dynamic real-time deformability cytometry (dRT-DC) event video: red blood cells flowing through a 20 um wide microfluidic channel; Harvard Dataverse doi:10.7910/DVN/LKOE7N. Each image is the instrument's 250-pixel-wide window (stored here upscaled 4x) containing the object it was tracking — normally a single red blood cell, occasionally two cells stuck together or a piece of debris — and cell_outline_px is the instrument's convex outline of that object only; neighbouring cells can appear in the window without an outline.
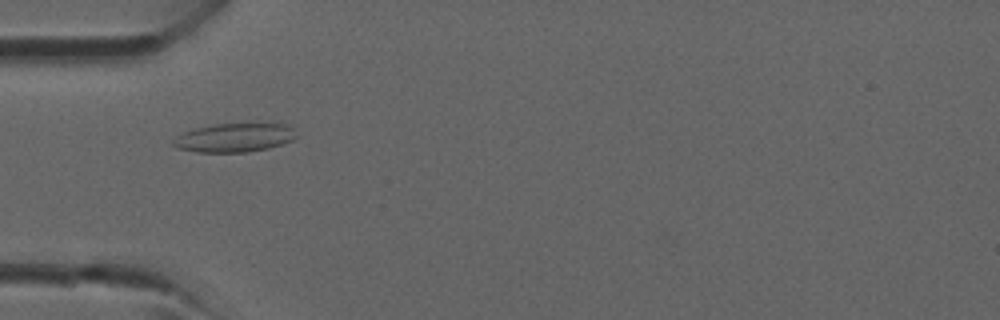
{"species": "common noctule bat (a hibernating species)", "species_latin": "Nyctalus noctula", "temperature_condition": "room temperature", "stored_images_in_passage": 41, "camera_frame_rate_fps": 3000, "um_per_image_px": 0.085, "animal": {"sex": "male", "forearm_length_mm": 52.5}, "frame": {"image": 1, "passage_image": 13, "time_ms": 4.0, "image_size_px": [1000, 320], "cell_outline_px": [[300, 136], [292, 140], [268, 148], [248, 152], [196, 152], [180, 148], [172, 144], [172, 140], [176, 136], [184, 132], [196, 128], [212, 124], [288, 124]], "centroid_in_image_um": [19.94, 11.7], "position_along_channel_um": 65.1, "area_um2": 20.58}}
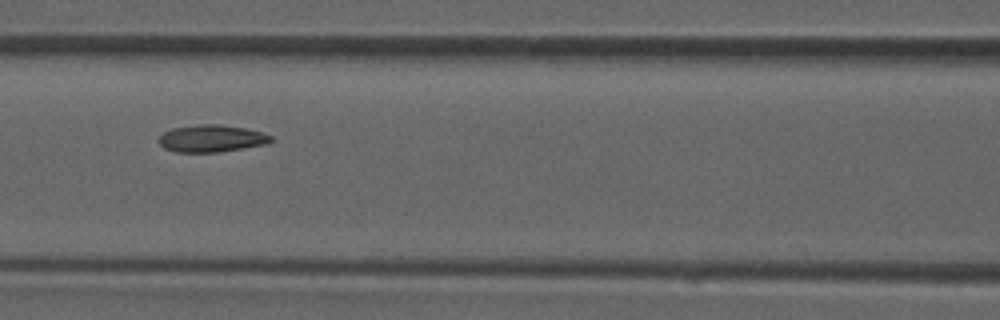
{"frame": {"image": 2, "passage_image": 18, "time_ms": 5.667, "image_size_px": [1000, 320], "cell_outline_px": [[272, 140], [268, 144], [220, 152], [176, 152], [164, 148], [156, 140], [164, 132], [172, 128], [200, 124], [220, 124], [244, 128], [260, 132], [272, 136]], "centroid_in_image_um": [17.96, 11.77], "position_along_channel_um": 148.6, "area_um2": 17.8}}
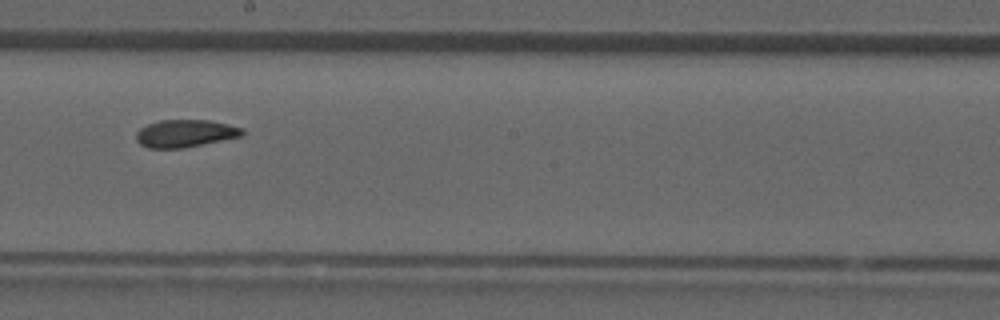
{"frame": {"image": 3, "passage_image": 23, "time_ms": 7.333, "image_size_px": [1000, 320], "cell_outline_px": [[244, 136], [184, 148], [148, 148], [140, 144], [136, 140], [136, 132], [140, 128], [148, 124], [160, 120], [208, 120], [228, 124], [244, 128]], "centroid_in_image_um": [15.77, 11.34], "position_along_channel_um": 232.4, "area_um2": 17.17}}